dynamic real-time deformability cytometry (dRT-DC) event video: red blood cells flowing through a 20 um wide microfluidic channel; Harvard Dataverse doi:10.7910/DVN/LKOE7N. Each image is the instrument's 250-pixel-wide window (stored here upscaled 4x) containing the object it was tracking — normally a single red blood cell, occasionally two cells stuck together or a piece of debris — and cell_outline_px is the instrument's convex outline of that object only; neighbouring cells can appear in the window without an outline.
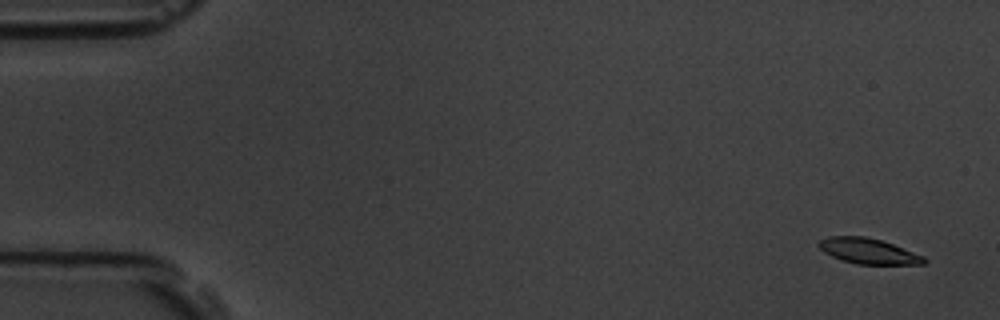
{"species": "common noctule bat (a hibernating species)", "species_latin": "Nyctalus noctula", "temperature_condition": "room temperature", "stored_images_in_passage": 5, "camera_frame_rate_fps": 3000, "um_per_image_px": 0.085, "animal": {"sex": "male", "body_mass_g": 19.5, "forearm_length_mm": 54.6}, "frame": {"image": 1, "passage_image": 1, "time_ms": 0.0, "image_size_px": [1000, 320], "cell_outline_px": [[928, 260], [924, 264], [856, 264], [840, 260], [824, 252], [816, 244], [820, 240], [828, 236], [864, 236], [880, 240], [892, 244], [924, 256]], "centroid_in_image_um": [73.78, 21.34], "position_along_channel_um": 11.2, "area_um2": 15.61}}